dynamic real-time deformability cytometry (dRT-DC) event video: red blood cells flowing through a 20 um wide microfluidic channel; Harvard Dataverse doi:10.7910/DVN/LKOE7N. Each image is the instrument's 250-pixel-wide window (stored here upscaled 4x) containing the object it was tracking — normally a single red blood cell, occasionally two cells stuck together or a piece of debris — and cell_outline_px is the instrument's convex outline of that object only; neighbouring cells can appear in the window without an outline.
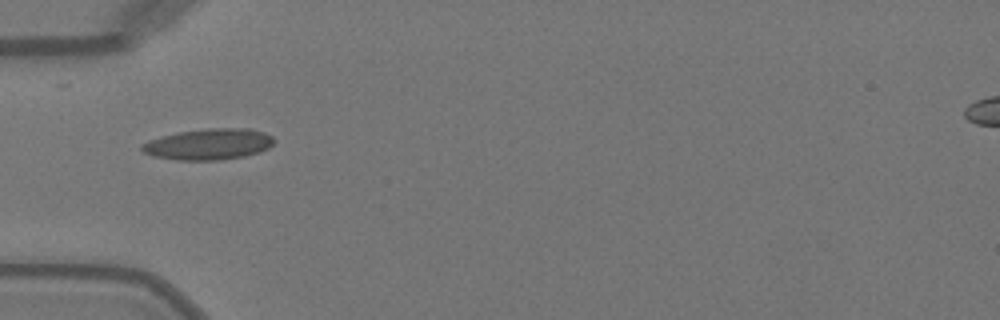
{"species": "Egyptian fruit bat (a non-hibernating species)", "species_latin": "Rousettus aegyptiacus", "temperature_condition": "warm", "stored_images_in_passage": 30, "camera_frame_rate_fps": 3000, "um_per_image_px": 0.085, "animal": {"sex": "female"}, "frame": {"image": 1, "passage_image": 1, "time_ms": 0.0, "image_size_px": [1000, 320], "cell_outline_px": [[276, 140], [268, 148], [260, 152], [244, 156], [220, 160], [176, 160], [152, 156], [144, 152], [140, 148], [140, 144], [148, 140], [180, 132], [204, 128], [252, 128], [264, 132], [272, 136]], "centroid_in_image_um": [17.75, 12.25], "position_along_channel_um": 67.2, "area_um2": 24.1}}
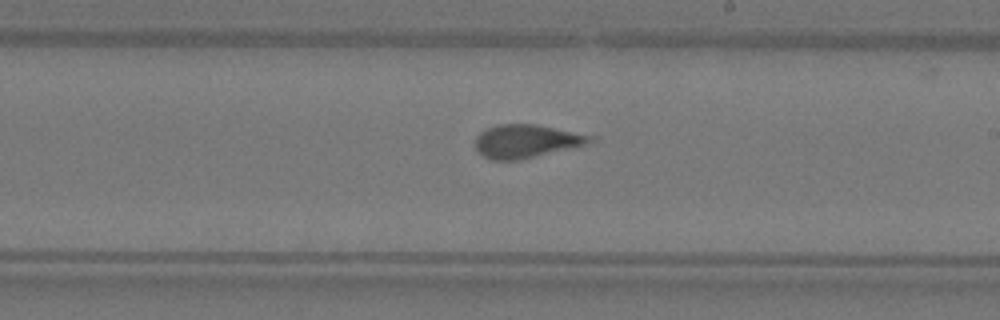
{"frame": {"image": 2, "passage_image": 14, "time_ms": 4.333, "image_size_px": [1000, 320], "cell_outline_px": [[596, 140], [588, 144], [520, 160], [492, 160], [484, 156], [476, 148], [476, 136], [480, 132], [496, 124], [536, 124], [596, 136]], "centroid_in_image_um": [44.78, 11.99], "position_along_channel_um": 244.2, "area_um2": 22.31}}
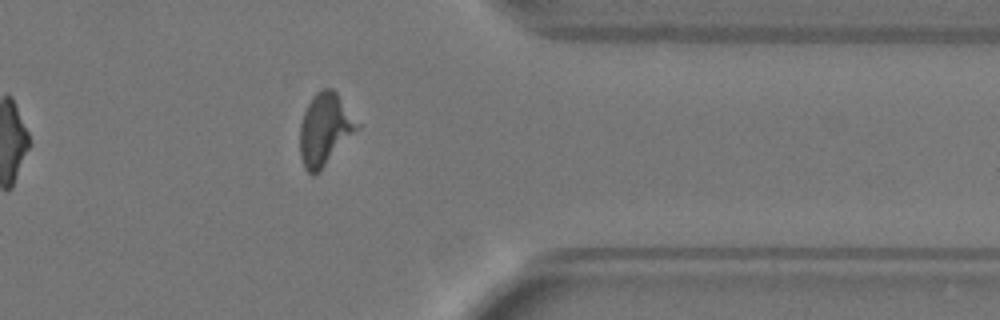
{"frame": {"image": 3, "passage_image": 25, "time_ms": 8.0, "image_size_px": [1000, 320], "cell_outline_px": [[360, 128], [312, 176], [304, 168], [300, 156], [300, 124], [304, 112], [312, 96], [320, 88], [332, 88], [336, 92], [360, 124]], "centroid_in_image_um": [27.6, 10.94], "position_along_channel_um": 383.8, "area_um2": 23.64}, "authors_computed_cell_mechanics": {"area_um2": 22.1085, "velocity_mm_per_s": 4.0932, "shape_relaxation_time_tau1_ms": null, "shape_relaxation_time_tau2_ms": 1.5165, "deformation_change_tau1": null, "deformation_change_tau2": 0.0787}}